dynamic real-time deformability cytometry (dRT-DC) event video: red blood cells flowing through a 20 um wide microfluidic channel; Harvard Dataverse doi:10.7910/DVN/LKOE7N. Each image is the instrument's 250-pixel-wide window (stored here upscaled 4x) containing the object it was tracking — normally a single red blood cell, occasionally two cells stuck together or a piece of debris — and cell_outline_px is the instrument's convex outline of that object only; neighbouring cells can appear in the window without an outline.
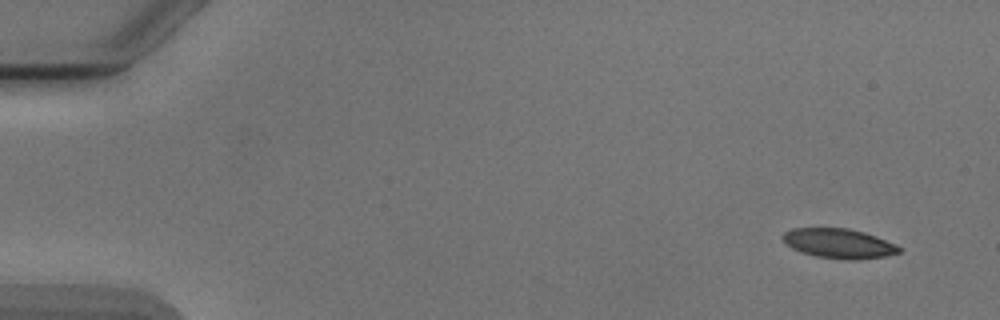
{"species": "Egyptian fruit bat (a non-hibernating species)", "species_latin": "Rousettus aegyptiacus", "temperature_condition": "cold", "stored_images_in_passage": 3, "camera_frame_rate_fps": 3000, "um_per_image_px": 0.085, "animal": {"sex": "male"}, "frame": {"image": 1, "passage_image": 1, "time_ms": 0.0, "image_size_px": [1000, 320], "cell_outline_px": [[904, 248], [900, 252], [884, 256], [860, 260], [848, 260], [816, 256], [800, 252], [784, 244], [780, 236], [784, 232], [792, 228], [848, 228], [864, 232], [876, 236], [896, 244]], "centroid_in_image_um": [71.28, 20.69], "position_along_channel_um": 13.7, "area_um2": 20.4}}